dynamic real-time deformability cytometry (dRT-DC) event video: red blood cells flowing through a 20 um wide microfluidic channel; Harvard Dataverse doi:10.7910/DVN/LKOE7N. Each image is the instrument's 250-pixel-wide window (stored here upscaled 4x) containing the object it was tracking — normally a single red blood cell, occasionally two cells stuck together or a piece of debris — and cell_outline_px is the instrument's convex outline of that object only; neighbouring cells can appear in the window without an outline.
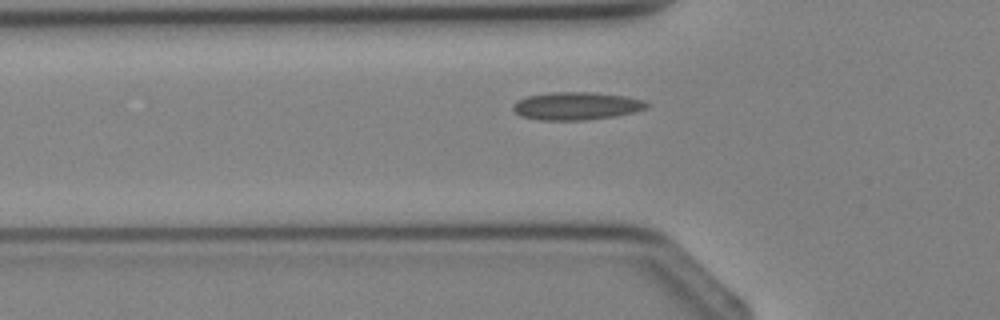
{"species": "Egyptian fruit bat (a non-hibernating species)", "species_latin": "Rousettus aegyptiacus", "temperature_condition": "cold", "stored_images_in_passage": 5, "camera_frame_rate_fps": 3000, "um_per_image_px": 0.085, "animal": {"sex": "female"}, "frame": {"image": 1, "passage_image": 5, "time_ms": 4.667, "image_size_px": [1000, 320], "cell_outline_px": [[652, 104], [648, 108], [636, 112], [616, 116], [588, 120], [540, 120], [520, 116], [512, 108], [512, 104], [516, 100], [528, 96], [552, 92], [592, 92], [624, 96], [644, 100]], "centroid_in_image_um": [49.03, 9.01], "position_along_channel_um": 76.8, "area_um2": 21.96}}